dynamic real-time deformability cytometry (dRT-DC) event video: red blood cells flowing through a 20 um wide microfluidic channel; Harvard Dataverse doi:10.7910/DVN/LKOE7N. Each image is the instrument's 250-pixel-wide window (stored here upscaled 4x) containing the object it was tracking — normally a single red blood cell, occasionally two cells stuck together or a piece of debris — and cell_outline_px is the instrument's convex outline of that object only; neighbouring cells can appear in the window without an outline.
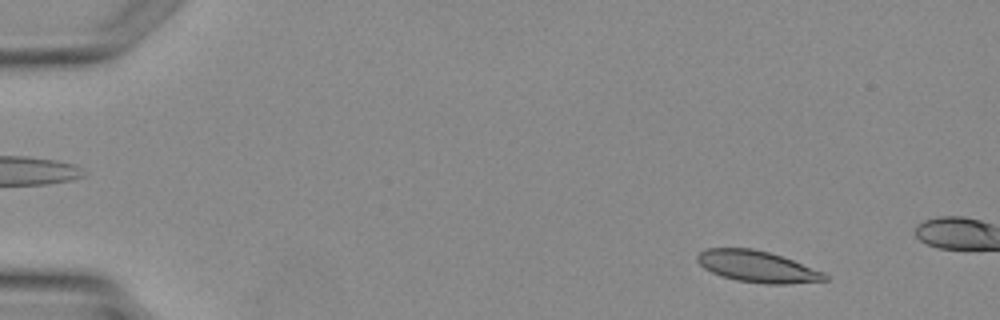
{"species": "Egyptian fruit bat (a non-hibernating species)", "species_latin": "Rousettus aegyptiacus", "temperature_condition": "warm", "stored_images_in_passage": 3, "camera_frame_rate_fps": 3000, "um_per_image_px": 0.085, "animal": {"sex": "female"}, "frame": {"image": 1, "passage_image": 1, "time_ms": 0.0, "image_size_px": [1000, 320], "cell_outline_px": [[828, 280], [784, 284], [764, 284], [736, 280], [712, 272], [704, 268], [696, 260], [696, 256], [700, 252], [708, 248], [752, 248], [768, 252], [792, 260], [824, 272], [828, 276]], "centroid_in_image_um": [64.36, 22.66], "position_along_channel_um": 20.6, "area_um2": 23.12}}